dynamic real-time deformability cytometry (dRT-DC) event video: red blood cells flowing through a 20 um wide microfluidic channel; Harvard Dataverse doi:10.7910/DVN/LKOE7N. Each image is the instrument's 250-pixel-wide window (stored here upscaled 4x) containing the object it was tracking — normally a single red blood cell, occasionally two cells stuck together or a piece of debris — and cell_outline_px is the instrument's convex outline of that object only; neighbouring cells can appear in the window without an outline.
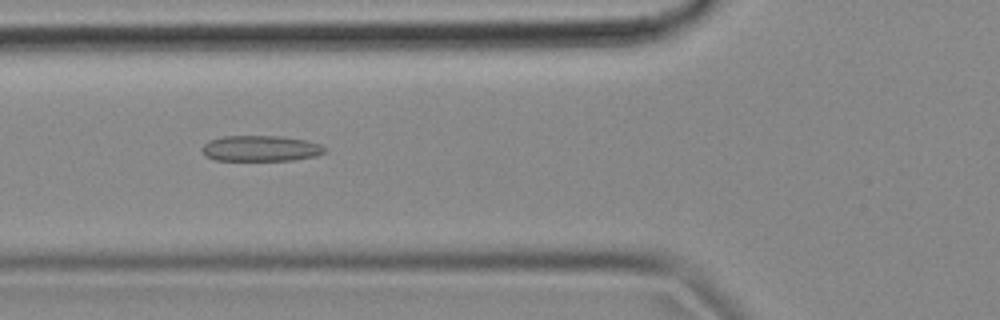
{"species": "common noctule bat (a hibernating species)", "species_latin": "Nyctalus noctula", "temperature_condition": "cold", "stored_images_in_passage": 53, "camera_frame_rate_fps": 3000, "um_per_image_px": 0.085, "animal": {"sex": "female", "body_mass_g": 18.4}, "frame": {"image": 1, "passage_image": 19, "time_ms": 6.0, "image_size_px": [1000, 320], "cell_outline_px": [[328, 148], [324, 152], [316, 156], [296, 160], [216, 160], [204, 156], [200, 148], [208, 140], [224, 136], [280, 136], [304, 140], [320, 144]], "centroid_in_image_um": [22.13, 12.62], "position_along_channel_um": 103.7, "area_um2": 18.55}}
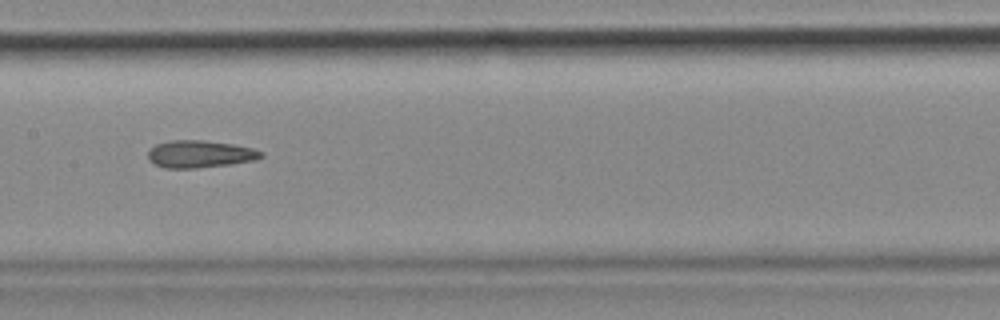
{"frame": {"image": 2, "passage_image": 26, "time_ms": 8.333, "image_size_px": [1000, 320], "cell_outline_px": [[264, 156], [256, 160], [228, 164], [196, 168], [164, 168], [148, 160], [148, 152], [156, 144], [172, 140], [204, 140], [232, 144], [252, 148], [264, 152]], "centroid_in_image_um": [17.0, 13.09], "position_along_channel_um": 190.4, "area_um2": 17.92}}
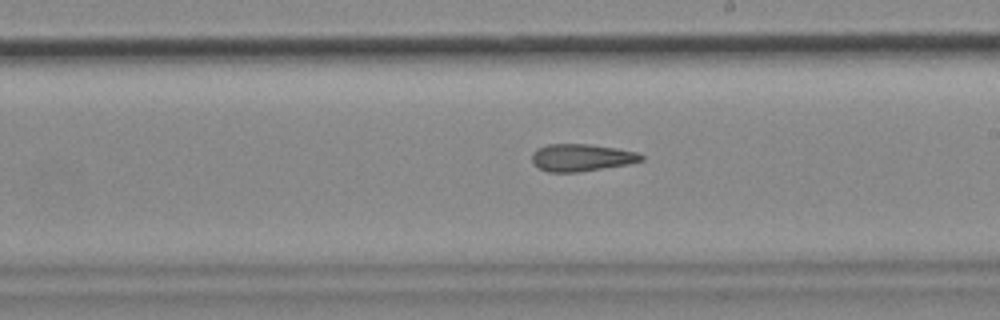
{"frame": {"image": 3, "passage_image": 30, "time_ms": 9.667, "image_size_px": [1000, 320], "cell_outline_px": [[644, 160], [628, 164], [580, 172], [548, 172], [532, 164], [532, 152], [536, 148], [548, 144], [588, 144], [616, 148], [636, 152], [644, 156]], "centroid_in_image_um": [49.4, 13.39], "position_along_channel_um": 239.6, "area_um2": 17.46}, "authors_computed_cell_mechanics": {"area_um2": 18.496, "velocity_mm_per_s": 3.7097, "shape_relaxation_time_tau1_ms": null, "shape_relaxation_time_tau2_ms": 5.3363, "deformation_change_tau1": null, "deformation_change_tau2": 0.1624}}